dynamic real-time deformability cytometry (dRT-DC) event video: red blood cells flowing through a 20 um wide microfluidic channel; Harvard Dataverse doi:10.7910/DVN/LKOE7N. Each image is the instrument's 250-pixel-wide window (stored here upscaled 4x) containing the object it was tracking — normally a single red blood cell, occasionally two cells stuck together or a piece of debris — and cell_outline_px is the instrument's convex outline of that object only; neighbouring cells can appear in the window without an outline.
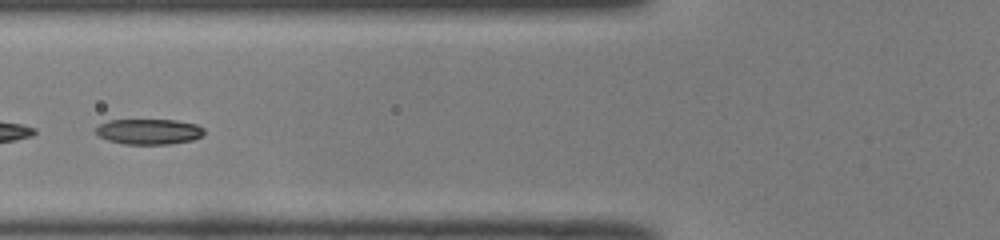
{"species": "common noctule bat (a hibernating species)", "species_latin": "Nyctalus noctula", "temperature_condition": "room temperature", "stored_images_in_passage": 47, "segment_of_instrument_passage": [2, 2], "camera_frame_rate_fps": 3000, "um_per_image_px": 0.085, "animal": {"sex": "male", "body_mass_g": 19.0, "forearm_length_mm": 50.8}, "frame": {"image": 1, "passage_image": 17, "time_ms": 5.333, "image_size_px": [1000, 240], "cell_outline_px": [[204, 136], [192, 140], [168, 144], [124, 144], [108, 140], [100, 136], [96, 132], [96, 128], [100, 124], [108, 120], [176, 120], [196, 124], [204, 128]], "centroid_in_image_um": [12.69, 11.18], "position_along_channel_um": 113.1, "area_um2": 16.07}}
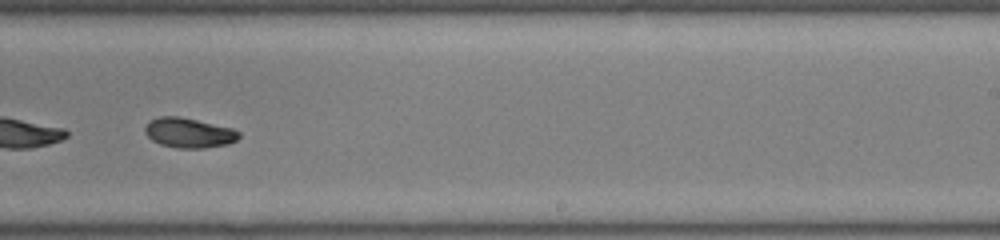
{"frame": {"image": 2, "passage_image": 29, "time_ms": 9.333, "image_size_px": [1000, 240], "cell_outline_px": [[240, 136], [236, 140], [228, 144], [204, 148], [176, 148], [160, 144], [152, 140], [144, 132], [144, 128], [148, 120], [160, 116], [176, 116], [196, 120], [232, 128], [240, 132]], "centroid_in_image_um": [16.02, 11.29], "position_along_channel_um": 273.0, "area_um2": 16.36}}
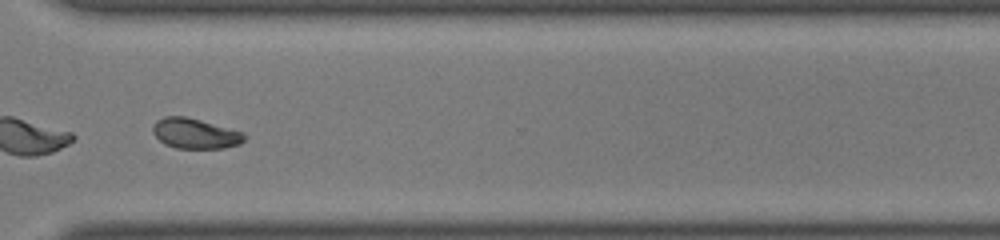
{"frame": {"image": 3, "passage_image": 35, "time_ms": 11.333, "image_size_px": [1000, 240], "cell_outline_px": [[248, 136], [240, 144], [224, 148], [176, 148], [164, 144], [152, 132], [152, 124], [156, 120], [164, 116], [184, 116], [200, 120], [244, 132]], "centroid_in_image_um": [16.58, 11.34], "position_along_channel_um": 354.0, "area_um2": 16.24}}